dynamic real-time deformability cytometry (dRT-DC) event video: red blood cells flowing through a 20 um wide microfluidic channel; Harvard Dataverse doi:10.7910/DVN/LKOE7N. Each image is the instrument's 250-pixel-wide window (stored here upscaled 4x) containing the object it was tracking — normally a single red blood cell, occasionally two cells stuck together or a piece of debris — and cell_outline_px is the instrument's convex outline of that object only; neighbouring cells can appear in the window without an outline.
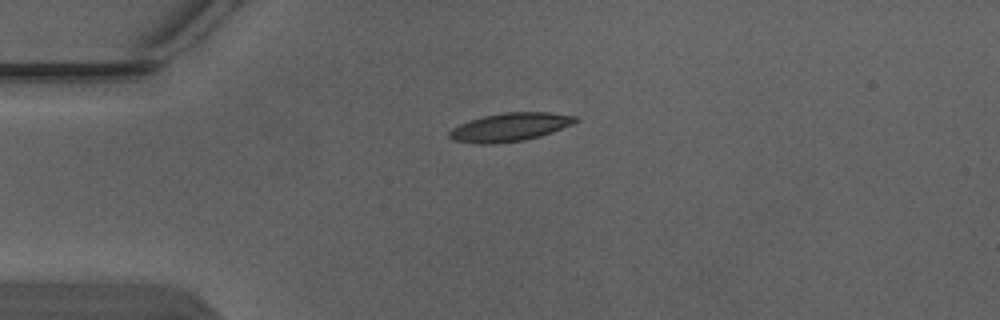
{"species": "Egyptian fruit bat (a non-hibernating species)", "species_latin": "Rousettus aegyptiacus", "temperature_condition": "warm", "stored_images_in_passage": 2, "camera_frame_rate_fps": 3000, "um_per_image_px": 0.085, "animal": {"sex": "male"}, "frame": {"image": 1, "passage_image": 1, "time_ms": 0.0, "image_size_px": [1000, 320], "cell_outline_px": [[580, 120], [572, 124], [552, 132], [540, 136], [524, 140], [492, 144], [476, 144], [452, 140], [448, 136], [448, 132], [452, 128], [460, 124], [484, 116], [504, 112], [548, 112], [576, 116]], "centroid_in_image_um": [43.33, 10.81], "position_along_channel_um": 41.7, "area_um2": 20.81}}